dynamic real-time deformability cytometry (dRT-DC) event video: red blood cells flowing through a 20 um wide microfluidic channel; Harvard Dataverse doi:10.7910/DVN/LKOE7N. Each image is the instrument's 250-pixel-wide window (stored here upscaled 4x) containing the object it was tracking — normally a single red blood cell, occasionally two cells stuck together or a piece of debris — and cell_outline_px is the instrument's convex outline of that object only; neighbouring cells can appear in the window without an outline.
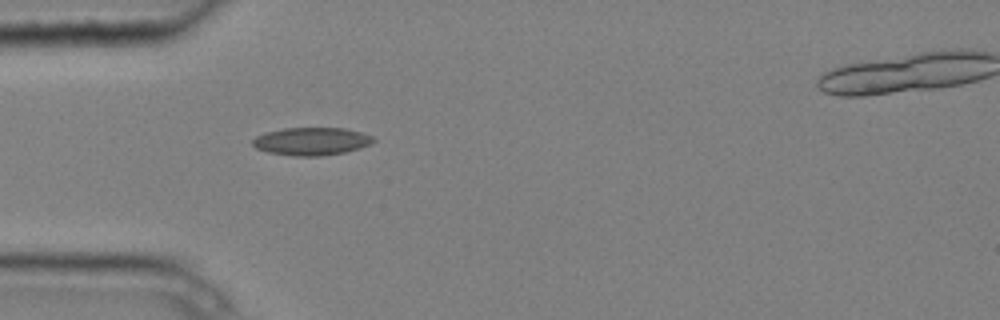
{"species": "common noctule bat (a hibernating species)", "species_latin": "Nyctalus noctula", "temperature_condition": "cold", "stored_images_in_passage": 2, "camera_frame_rate_fps": 3000, "um_per_image_px": 0.085, "animal": {"sex": "male", "body_mass_g": 20.4}, "frame": {"image": 1, "passage_image": 2, "time_ms": 0.333, "image_size_px": [1000, 320], "cell_outline_px": [[376, 140], [360, 148], [344, 152], [320, 156], [296, 156], [268, 152], [256, 148], [252, 144], [252, 140], [256, 136], [268, 132], [284, 128], [344, 128], [360, 132], [372, 136]], "centroid_in_image_um": [26.47, 12.01], "position_along_channel_um": 58.5, "area_um2": 19.36}}